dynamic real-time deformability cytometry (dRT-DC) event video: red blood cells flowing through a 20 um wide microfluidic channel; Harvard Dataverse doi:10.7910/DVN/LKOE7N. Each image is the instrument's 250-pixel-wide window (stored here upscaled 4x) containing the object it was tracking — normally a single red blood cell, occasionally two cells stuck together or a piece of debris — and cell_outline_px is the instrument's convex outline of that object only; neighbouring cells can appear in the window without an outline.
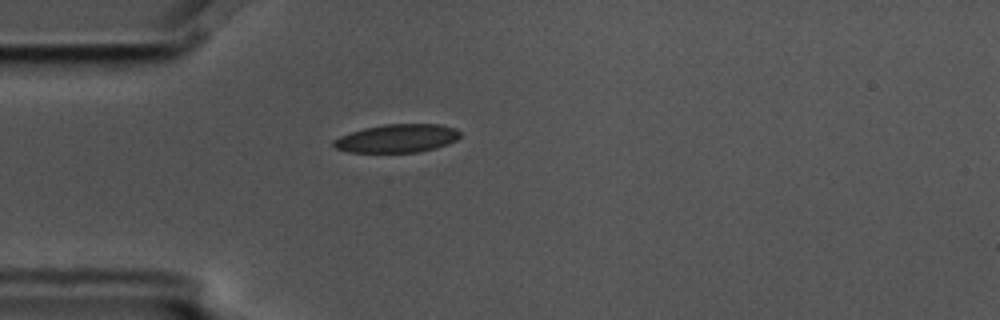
{"species": "common noctule bat (a hibernating species)", "species_latin": "Nyctalus noctula", "temperature_condition": "cold", "stored_images_in_passage": 4, "camera_frame_rate_fps": 3000, "um_per_image_px": 0.085, "animal": {"sex": "male", "body_mass_g": 17.5, "forearm_length_mm": 52.3}, "frame": {"image": 1, "passage_image": 4, "time_ms": 1.0, "image_size_px": [1000, 320], "cell_outline_px": [[460, 136], [456, 140], [448, 144], [436, 148], [416, 152], [348, 152], [336, 148], [332, 144], [332, 140], [340, 136], [364, 128], [384, 124], [440, 124], [456, 128], [460, 132]], "centroid_in_image_um": [33.76, 11.75], "position_along_channel_um": 51.2, "area_um2": 20.87}}